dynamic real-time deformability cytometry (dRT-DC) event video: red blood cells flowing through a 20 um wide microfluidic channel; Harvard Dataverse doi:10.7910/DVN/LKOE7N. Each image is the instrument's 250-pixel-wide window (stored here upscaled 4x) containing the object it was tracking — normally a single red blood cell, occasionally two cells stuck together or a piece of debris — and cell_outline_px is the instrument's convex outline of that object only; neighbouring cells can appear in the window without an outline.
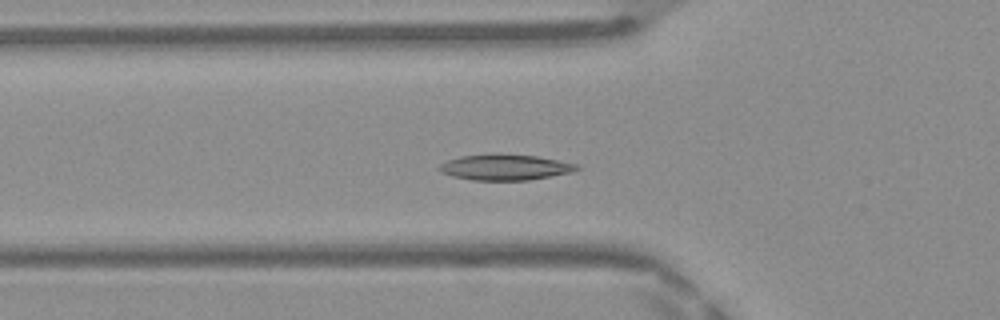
{"species": "Egyptian fruit bat (a non-hibernating species)", "species_latin": "Rousettus aegyptiacus", "temperature_condition": "warm", "stored_images_in_passage": 50, "segment_of_instrument_passage": [1, 2], "camera_frame_rate_fps": 3000, "um_per_image_px": 0.085, "frame": {"image": 1, "passage_image": 17, "time_ms": 5.333, "image_size_px": [1000, 320], "cell_outline_px": [[580, 168], [572, 172], [528, 180], [472, 180], [452, 176], [440, 172], [436, 168], [440, 164], [448, 160], [460, 156], [536, 156], [580, 164]], "centroid_in_image_um": [42.94, 14.25], "position_along_channel_um": 82.9, "area_um2": 19.94}}
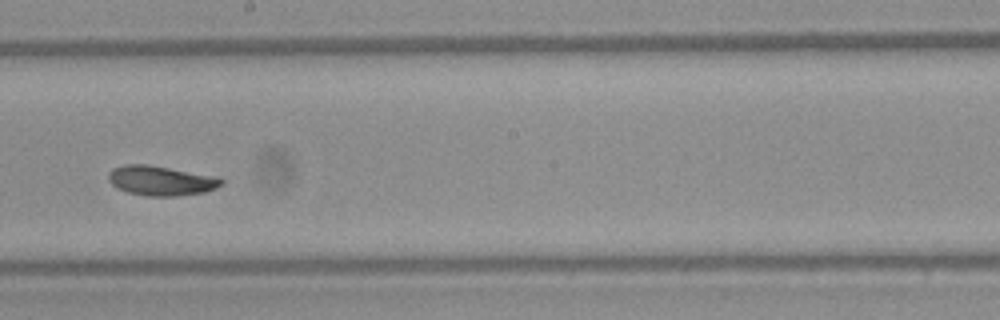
{"frame": {"image": 2, "passage_image": 28, "time_ms": 9.0, "image_size_px": [1000, 320], "cell_outline_px": [[224, 184], [216, 188], [204, 192], [176, 196], [148, 196], [128, 192], [116, 188], [108, 180], [108, 172], [112, 168], [124, 164], [148, 164], [220, 176], [224, 180]], "centroid_in_image_um": [13.71, 15.34], "position_along_channel_um": 234.5, "area_um2": 19.94}}
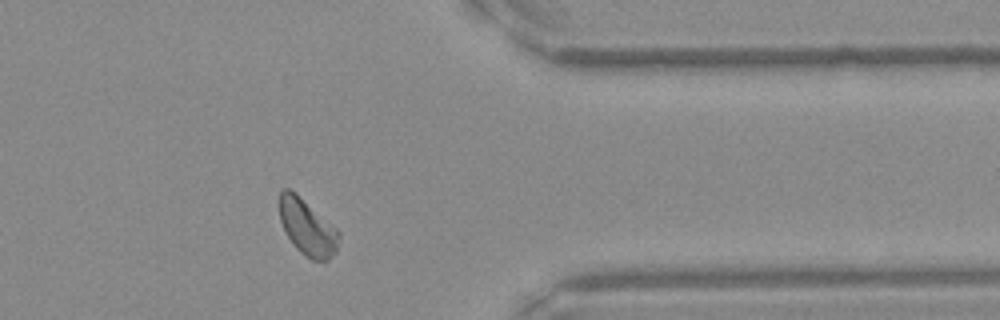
{"frame": {"image": 3, "passage_image": 40, "time_ms": 13.0, "image_size_px": [1000, 320], "cell_outline_px": [[340, 236], [336, 252], [328, 260], [312, 260], [300, 252], [296, 248], [288, 236], [280, 220], [280, 192], [284, 188], [288, 188], [336, 228], [340, 232]], "centroid_in_image_um": [26.14, 19.37], "position_along_channel_um": 385.3, "area_um2": 18.79}}